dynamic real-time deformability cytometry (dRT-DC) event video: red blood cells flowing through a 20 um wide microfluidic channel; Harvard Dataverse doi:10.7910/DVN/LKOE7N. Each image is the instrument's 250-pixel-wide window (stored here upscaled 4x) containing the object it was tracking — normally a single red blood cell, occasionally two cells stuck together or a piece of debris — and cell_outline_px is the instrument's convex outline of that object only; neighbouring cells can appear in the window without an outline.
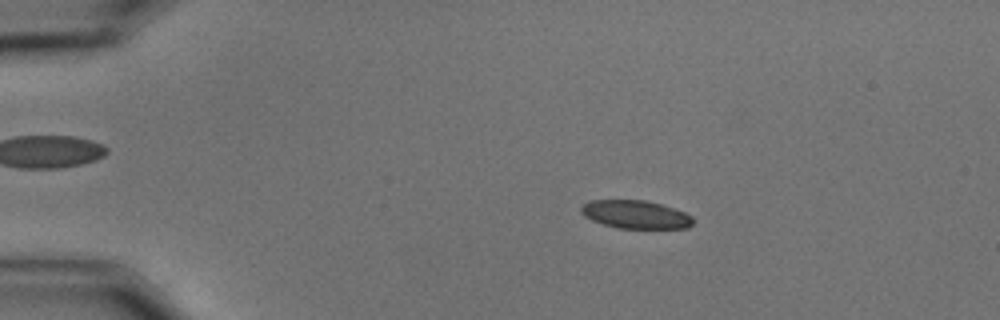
{"species": "common noctule bat (a hibernating species)", "species_latin": "Nyctalus noctula", "temperature_condition": "cold", "stored_images_in_passage": 57, "camera_frame_rate_fps": 3000, "um_per_image_px": 0.085, "animal": {"sex": "male", "body_mass_g": 15.6}, "frame": {"image": 1, "passage_image": 11, "time_ms": 3.333, "image_size_px": [1000, 320], "cell_outline_px": [[692, 224], [688, 228], [616, 228], [592, 220], [584, 216], [580, 212], [580, 208], [588, 200], [644, 200], [660, 204], [684, 212], [692, 216]], "centroid_in_image_um": [53.99, 18.23], "position_along_channel_um": 31.0, "area_um2": 18.26}}
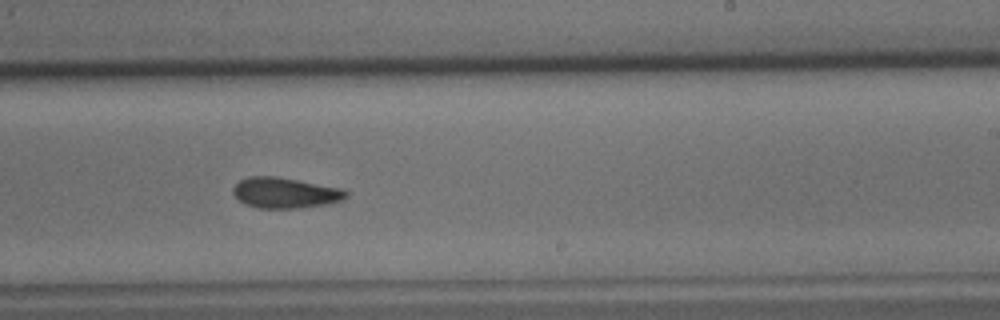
{"frame": {"image": 2, "passage_image": 36, "time_ms": 11.667, "image_size_px": [1000, 320], "cell_outline_px": [[348, 196], [344, 200], [324, 204], [300, 208], [260, 208], [244, 204], [232, 192], [232, 188], [240, 180], [248, 176], [276, 176], [340, 188], [348, 192]], "centroid_in_image_um": [24.22, 16.39], "position_along_channel_um": 264.8, "area_um2": 20.06}}
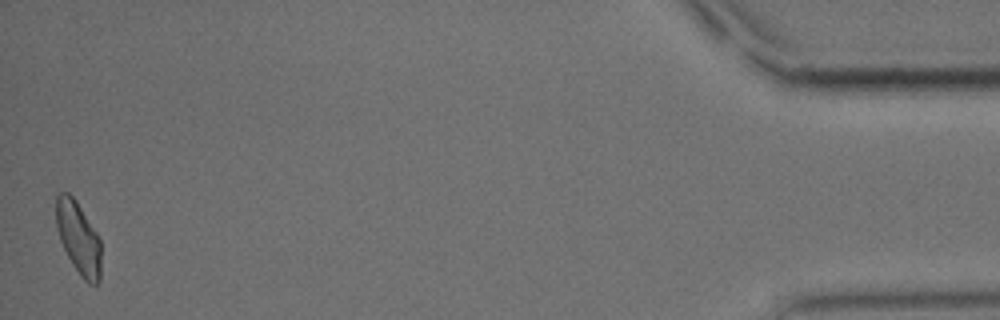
{"frame": {"image": 3, "passage_image": 57, "time_ms": 18.667, "image_size_px": [1000, 320], "cell_outline_px": [[100, 280], [96, 284], [88, 284], [80, 276], [72, 264], [60, 240], [56, 224], [56, 196], [60, 192], [68, 192], [76, 200], [96, 232], [100, 240]], "centroid_in_image_um": [6.66, 20.23], "position_along_channel_um": 428.5, "area_um2": 18.84}, "authors_computed_cell_mechanics": {"area_um2": 19.5364, "velocity_mm_per_s": 3.5255, "shape_relaxation_time_tau1_ms": 5.6883, "shape_relaxation_time_tau2_ms": 4.2247, "deformation_change_tau1": 0.1258, "deformation_change_tau2": 0.1127}}